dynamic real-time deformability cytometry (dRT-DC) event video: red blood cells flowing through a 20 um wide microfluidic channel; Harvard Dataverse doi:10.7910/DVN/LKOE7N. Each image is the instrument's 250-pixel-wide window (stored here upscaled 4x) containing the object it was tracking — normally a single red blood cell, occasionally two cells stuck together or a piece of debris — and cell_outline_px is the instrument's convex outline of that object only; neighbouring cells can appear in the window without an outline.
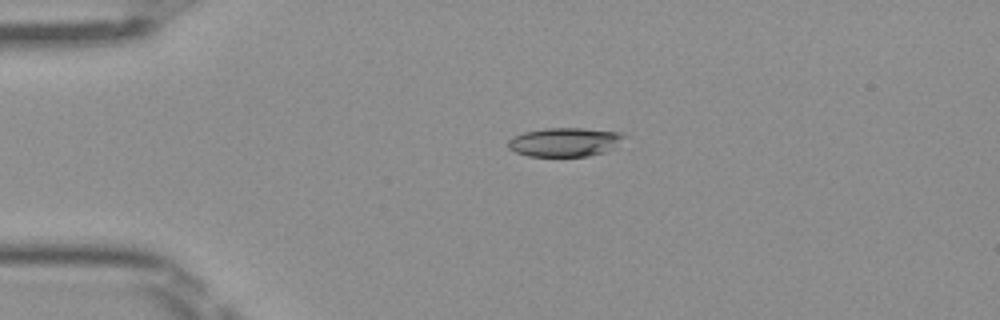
{"species": "Egyptian fruit bat (a non-hibernating species)", "species_latin": "Rousettus aegyptiacus", "temperature_condition": "room temperature", "stored_images_in_passage": 40, "camera_frame_rate_fps": 3000, "um_per_image_px": 0.085, "frame": {"image": 1, "passage_image": 1, "time_ms": 0.0, "image_size_px": [1000, 320], "cell_outline_px": [[628, 136], [612, 148], [604, 152], [588, 156], [528, 156], [516, 152], [508, 148], [508, 140], [524, 132], [544, 128], [584, 128], [620, 132]], "centroid_in_image_um": [48.02, 12.07], "position_along_channel_um": 37.0, "area_um2": 19.48}}
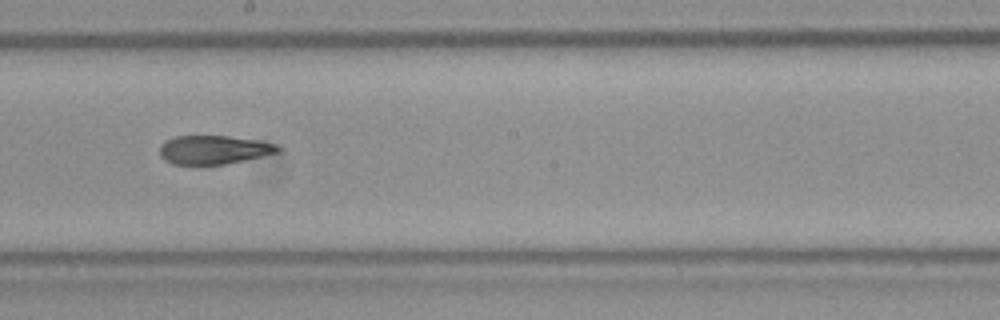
{"frame": {"image": 2, "passage_image": 18, "time_ms": 5.667, "image_size_px": [1000, 320], "cell_outline_px": [[280, 152], [224, 164], [172, 164], [164, 160], [160, 156], [160, 144], [164, 140], [176, 136], [228, 136], [260, 140], [276, 144], [280, 148]], "centroid_in_image_um": [18.14, 12.72], "position_along_channel_um": 230.1, "area_um2": 19.77}}
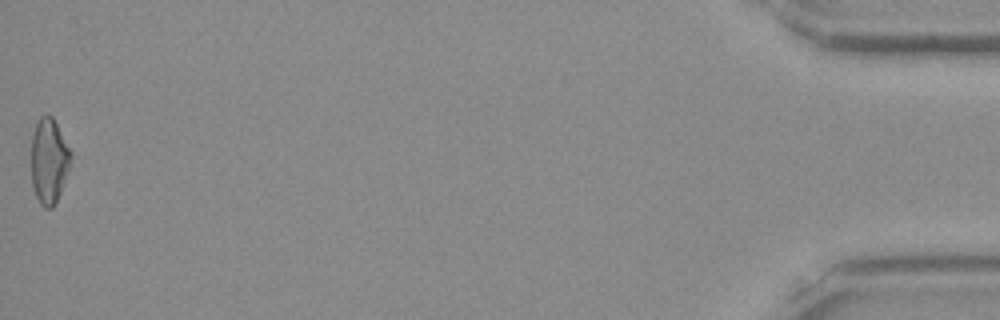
{"frame": {"image": 3, "passage_image": 40, "time_ms": 13.0, "image_size_px": [1000, 320], "cell_outline_px": [[72, 164], [56, 204], [52, 208], [44, 208], [40, 204], [36, 196], [32, 184], [32, 136], [36, 124], [40, 116], [48, 112], [52, 116], [72, 152]], "centroid_in_image_um": [4.2, 13.69], "position_along_channel_um": 431.0, "area_um2": 20.0}, "authors_computed_cell_mechanics": {"area_um2": 20.5479, "velocity_mm_per_s": 4.058, "shape_relaxation_time_tau1_ms": null, "shape_relaxation_time_tau2_ms": 5.7205, "deformation_change_tau1": null, "deformation_change_tau2": 0.1474}}